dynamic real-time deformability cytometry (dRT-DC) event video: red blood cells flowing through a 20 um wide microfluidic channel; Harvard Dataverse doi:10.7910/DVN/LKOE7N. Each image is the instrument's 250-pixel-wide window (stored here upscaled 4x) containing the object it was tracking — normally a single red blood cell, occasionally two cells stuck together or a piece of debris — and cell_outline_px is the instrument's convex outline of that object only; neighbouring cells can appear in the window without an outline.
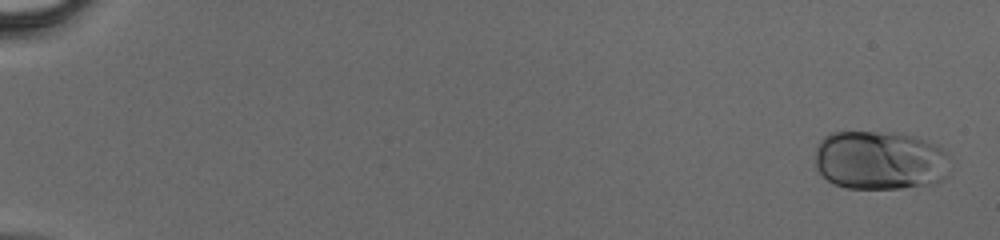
{"species": "human", "species_latin": "Homo sapiens", "temperature_condition": "cold", "stored_images_in_passage": 35, "camera_frame_rate_fps": 3000, "um_per_image_px": 0.085, "donor": {"sex": "male"}, "frame": {"image": 1, "passage_image": 1, "time_ms": 0.0, "image_size_px": [1000, 240], "cell_outline_px": [[948, 176], [932, 184], [900, 188], [848, 188], [836, 184], [828, 180], [816, 168], [816, 144], [824, 136], [832, 132], [892, 132], [916, 136], [936, 144], [944, 148], [948, 156]], "centroid_in_image_um": [74.82, 13.61], "position_along_channel_um": 10.2, "area_um2": 46.82}}
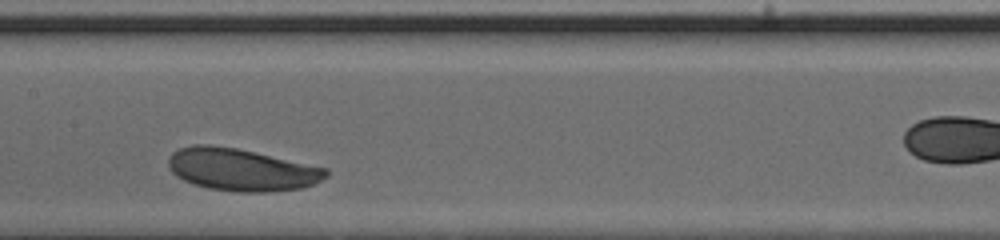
{"frame": {"image": 2, "passage_image": 21, "time_ms": 6.667, "image_size_px": [1000, 240], "cell_outline_px": [[328, 176], [316, 184], [300, 188], [268, 192], [236, 192], [208, 188], [192, 184], [176, 176], [172, 172], [168, 164], [168, 160], [172, 152], [180, 148], [196, 144], [212, 144], [236, 148], [328, 168]], "centroid_in_image_um": [20.53, 14.42], "position_along_channel_um": 186.9, "area_um2": 39.02}}
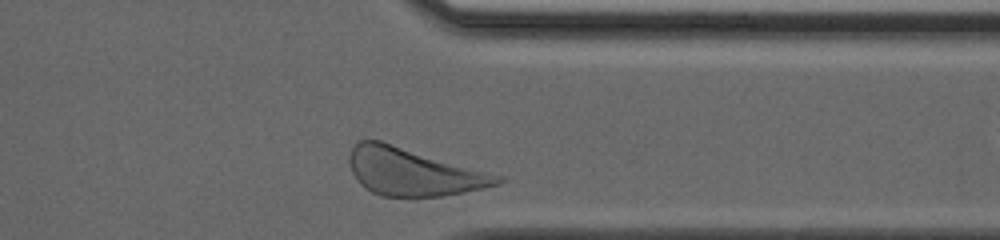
{"frame": {"image": 3, "passage_image": 34, "time_ms": 11.0, "image_size_px": [1000, 240], "cell_outline_px": [[504, 180], [500, 184], [484, 188], [464, 192], [440, 196], [412, 200], [380, 196], [364, 188], [356, 180], [352, 172], [348, 160], [348, 156], [352, 144], [356, 140], [380, 140], [504, 176]], "centroid_in_image_um": [35.08, 14.64], "position_along_channel_um": 376.3, "area_um2": 42.14}}